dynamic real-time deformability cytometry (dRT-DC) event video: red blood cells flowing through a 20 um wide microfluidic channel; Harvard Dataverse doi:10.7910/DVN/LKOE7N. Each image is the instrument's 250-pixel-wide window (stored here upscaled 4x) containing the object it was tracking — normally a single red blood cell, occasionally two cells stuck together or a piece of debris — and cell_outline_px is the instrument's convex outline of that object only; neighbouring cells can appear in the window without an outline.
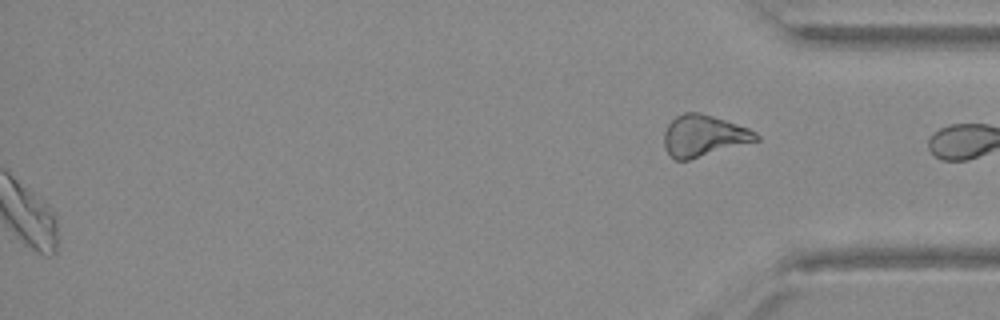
{"species": "Egyptian fruit bat (a non-hibernating species)", "species_latin": "Rousettus aegyptiacus", "temperature_condition": "warm", "stored_images_in_passage": 33, "segment_of_instrument_passage": [2, 2], "camera_frame_rate_fps": 3000, "um_per_image_px": 0.085, "animal": {"sex": "female"}, "frame": {"image": 1, "passage_image": 33, "time_ms": 10.667, "image_size_px": [1000, 320], "cell_outline_px": [[760, 140], [688, 160], [676, 160], [664, 148], [664, 132], [668, 124], [676, 116], [684, 112], [700, 112], [748, 128], [756, 132], [760, 136]], "centroid_in_image_um": [59.81, 11.54], "position_along_channel_um": 375.4, "area_um2": 22.08}}